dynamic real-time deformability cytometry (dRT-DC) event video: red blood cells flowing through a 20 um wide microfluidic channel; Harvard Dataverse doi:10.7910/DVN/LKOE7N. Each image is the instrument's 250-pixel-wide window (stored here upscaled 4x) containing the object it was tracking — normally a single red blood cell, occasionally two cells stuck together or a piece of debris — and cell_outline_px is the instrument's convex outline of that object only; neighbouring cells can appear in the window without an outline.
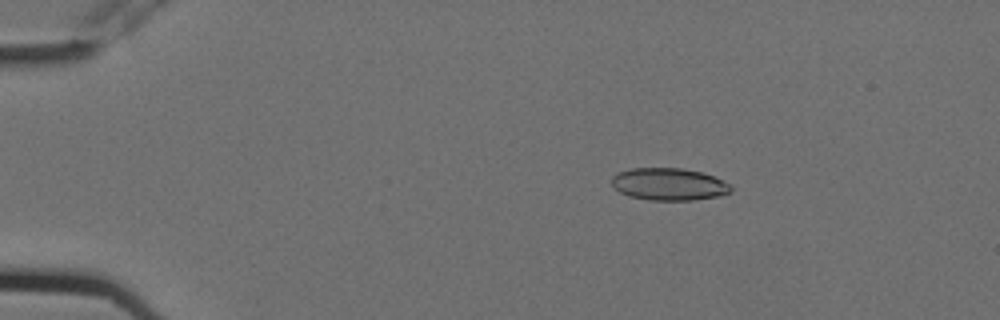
{"species": "Egyptian fruit bat (a non-hibernating species)", "species_latin": "Rousettus aegyptiacus", "temperature_condition": "cold", "stored_images_in_passage": 3, "camera_frame_rate_fps": 3000, "um_per_image_px": 0.085, "animal": {"sex": "female"}, "frame": {"image": 1, "passage_image": 1, "time_ms": 0.0, "image_size_px": [1000, 320], "cell_outline_px": [[732, 192], [720, 196], [692, 200], [648, 200], [628, 196], [612, 188], [612, 176], [620, 172], [632, 168], [680, 168], [700, 172], [712, 176], [732, 184]], "centroid_in_image_um": [56.86, 15.67], "position_along_channel_um": 28.1, "area_um2": 22.54}}